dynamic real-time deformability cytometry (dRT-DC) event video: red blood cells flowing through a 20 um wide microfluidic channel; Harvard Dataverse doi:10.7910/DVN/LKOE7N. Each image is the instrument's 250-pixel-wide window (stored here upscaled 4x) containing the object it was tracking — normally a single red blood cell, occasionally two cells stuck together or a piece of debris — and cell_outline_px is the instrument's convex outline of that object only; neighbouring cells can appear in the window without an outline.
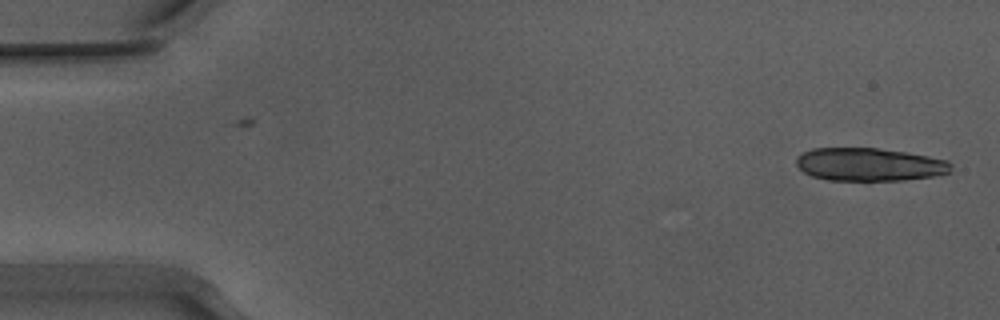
{"species": "Egyptian fruit bat (a non-hibernating species)", "species_latin": "Rousettus aegyptiacus", "temperature_condition": "warm", "stored_images_in_passage": 17, "camera_frame_rate_fps": 3000, "um_per_image_px": 0.085, "animal": {"sex": "male"}, "frame": {"image": 1, "passage_image": 1, "time_ms": 0.0, "image_size_px": [1000, 320], "cell_outline_px": [[952, 168], [948, 172], [932, 176], [904, 180], [828, 180], [812, 176], [804, 172], [796, 164], [796, 156], [812, 148], [876, 148], [904, 152], [928, 156], [948, 160], [952, 164]], "centroid_in_image_um": [73.88, 13.98], "position_along_channel_um": 11.1, "area_um2": 29.65}}